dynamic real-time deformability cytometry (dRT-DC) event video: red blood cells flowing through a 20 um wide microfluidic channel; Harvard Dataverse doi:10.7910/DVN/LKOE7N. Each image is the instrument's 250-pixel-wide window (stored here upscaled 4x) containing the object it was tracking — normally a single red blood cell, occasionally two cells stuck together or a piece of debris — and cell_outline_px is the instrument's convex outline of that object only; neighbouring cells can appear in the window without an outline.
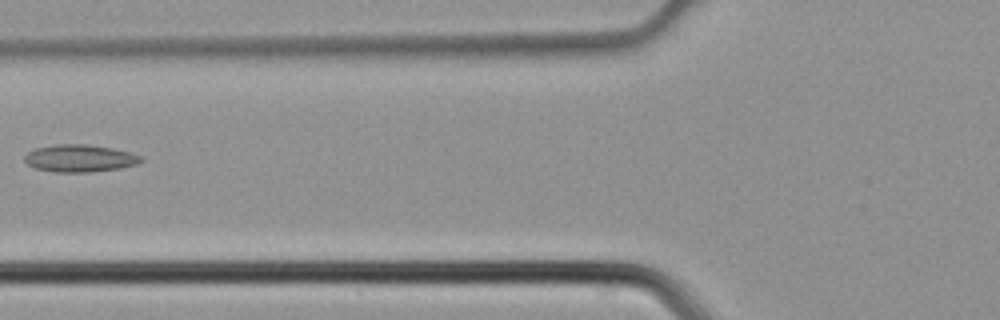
{"species": "common noctule bat (a hibernating species)", "species_latin": "Nyctalus noctula", "temperature_condition": "cold", "stored_images_in_passage": 5, "camera_frame_rate_fps": 3000, "um_per_image_px": 0.085, "animal": {"sex": "male", "body_mass_g": 21.5, "forearm_length_mm": 52.0}, "frame": {"image": 1, "passage_image": 5, "time_ms": 1.333, "image_size_px": [1000, 320], "cell_outline_px": [[144, 160], [140, 164], [120, 168], [88, 172], [56, 172], [36, 168], [28, 164], [24, 160], [24, 156], [28, 152], [36, 148], [56, 144], [84, 144], [112, 148], [144, 156]], "centroid_in_image_um": [6.82, 13.45], "position_along_channel_um": 119.0, "area_um2": 18.55}}